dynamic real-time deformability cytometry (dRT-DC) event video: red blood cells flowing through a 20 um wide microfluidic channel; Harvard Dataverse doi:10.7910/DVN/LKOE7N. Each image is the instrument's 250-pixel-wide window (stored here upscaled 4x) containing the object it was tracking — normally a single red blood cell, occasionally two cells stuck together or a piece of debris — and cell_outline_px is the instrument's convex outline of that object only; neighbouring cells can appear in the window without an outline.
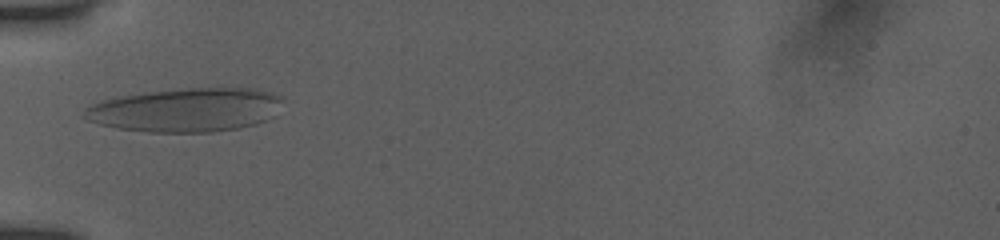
{"species": "human", "species_latin": "Homo sapiens", "temperature_condition": "room temperature", "stored_images_in_passage": 35, "camera_frame_rate_fps": 3000, "um_per_image_px": 0.085, "donor": {"sex": "female"}, "frame": {"image": 1, "passage_image": 1, "time_ms": 0.0, "image_size_px": [1000, 240], "cell_outline_px": [[284, 96], [272, 116], [268, 120], [256, 124], [236, 128], [212, 132], [148, 132], [116, 128], [100, 124], [88, 120], [80, 116], [84, 108], [100, 100], [120, 96], [176, 88], [256, 88], [272, 92]], "centroid_in_image_um": [15.77, 9.33], "position_along_channel_um": 69.2, "area_um2": 50.92}}
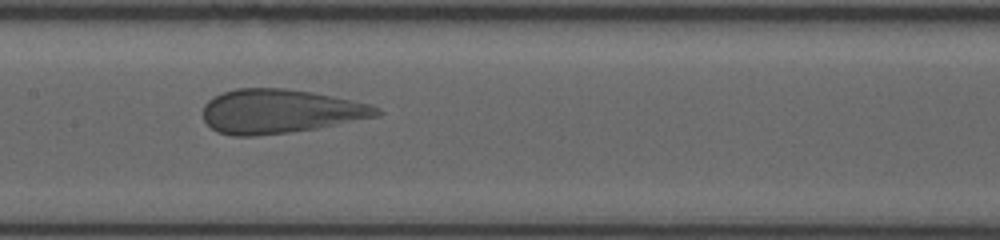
{"frame": {"image": 2, "passage_image": 10, "time_ms": 3.0, "image_size_px": [1000, 240], "cell_outline_px": [[384, 112], [380, 116], [316, 128], [288, 132], [256, 136], [232, 136], [216, 132], [204, 120], [204, 104], [212, 96], [236, 88], [284, 88], [312, 92], [352, 100], [368, 104], [380, 108]], "centroid_in_image_um": [23.8, 9.46], "position_along_channel_um": 183.6, "area_um2": 44.62}}
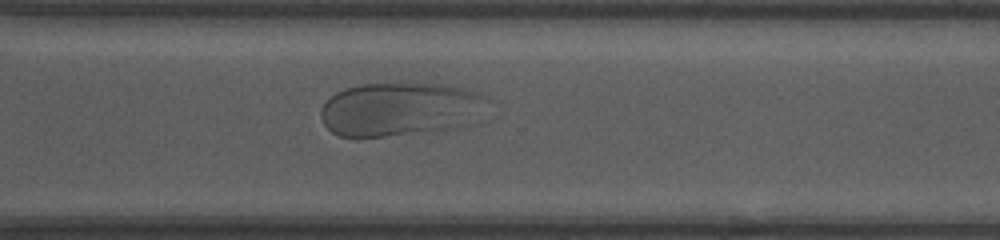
{"frame": {"image": 3, "passage_image": 22, "time_ms": 7.0, "image_size_px": [1000, 240], "cell_outline_px": [[488, 100], [468, 124], [452, 128], [356, 140], [340, 136], [332, 132], [324, 124], [320, 116], [320, 112], [324, 104], [336, 92], [344, 88], [364, 84], [408, 80], [440, 84], [464, 88], [480, 92], [488, 96]], "centroid_in_image_um": [33.94, 9.25], "position_along_channel_um": 336.7, "area_um2": 53.23}}